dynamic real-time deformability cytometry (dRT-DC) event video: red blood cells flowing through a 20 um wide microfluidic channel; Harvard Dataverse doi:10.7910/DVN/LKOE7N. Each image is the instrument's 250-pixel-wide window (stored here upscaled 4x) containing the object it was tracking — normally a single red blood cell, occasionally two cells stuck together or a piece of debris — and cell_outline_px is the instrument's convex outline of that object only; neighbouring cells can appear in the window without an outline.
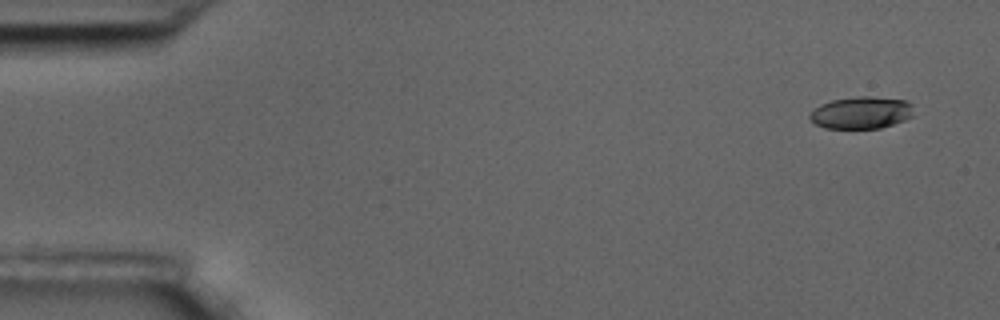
{"species": "common noctule bat (a hibernating species)", "species_latin": "Nyctalus noctula", "temperature_condition": "room temperature", "stored_images_in_passage": 6, "camera_frame_rate_fps": 3000, "um_per_image_px": 0.085, "animal": {"sex": "male", "body_mass_g": 17.5, "forearm_length_mm": 52.3}, "frame": {"image": 1, "passage_image": 1, "time_ms": 0.0, "image_size_px": [1000, 320], "cell_outline_px": [[912, 116], [904, 120], [880, 128], [824, 128], [816, 124], [808, 116], [820, 104], [832, 100], [856, 96], [868, 96], [904, 100], [912, 104]], "centroid_in_image_um": [73.2, 9.57], "position_along_channel_um": 11.8, "area_um2": 19.25}}
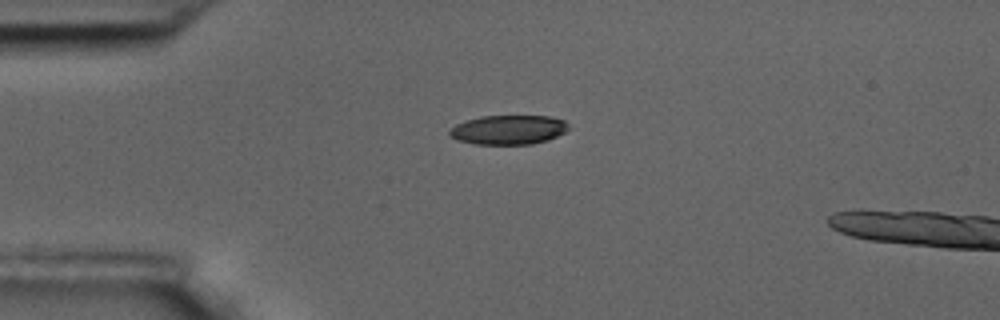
{"frame": {"image": 2, "passage_image": 4, "time_ms": 1.0, "image_size_px": [1000, 320], "cell_outline_px": [[572, 128], [548, 140], [532, 144], [476, 144], [456, 140], [448, 136], [448, 132], [456, 124], [480, 116], [548, 116], [564, 120]], "centroid_in_image_um": [43.22, 11.03], "position_along_channel_um": 41.8, "area_um2": 20.4}}